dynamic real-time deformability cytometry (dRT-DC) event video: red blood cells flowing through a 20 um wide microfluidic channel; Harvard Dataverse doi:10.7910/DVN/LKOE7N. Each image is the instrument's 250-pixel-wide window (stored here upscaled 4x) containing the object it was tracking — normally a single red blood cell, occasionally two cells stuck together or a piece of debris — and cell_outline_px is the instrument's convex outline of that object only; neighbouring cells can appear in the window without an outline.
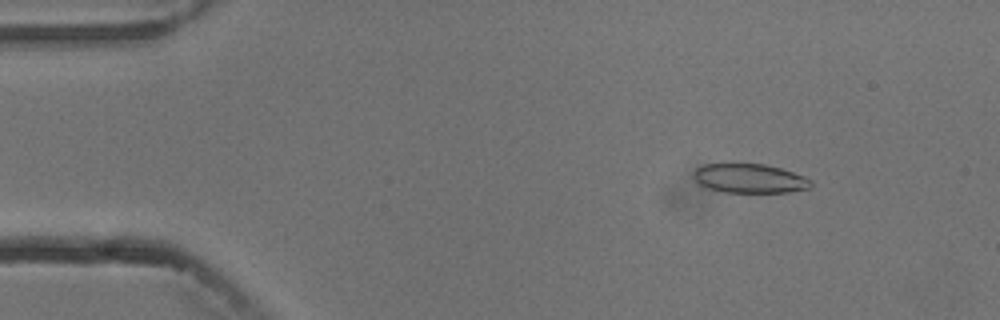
{"species": "common noctule bat (a hibernating species)", "species_latin": "Nyctalus noctula", "temperature_condition": "cold", "stored_images_in_passage": 7, "camera_frame_rate_fps": 3000, "um_per_image_px": 0.085, "animal": {"sex": "male", "body_mass_g": 13.3}, "frame": {"image": 1, "passage_image": 2, "time_ms": 1.333, "image_size_px": [1000, 320], "cell_outline_px": [[812, 184], [808, 188], [788, 192], [724, 192], [708, 188], [700, 184], [696, 180], [696, 168], [704, 164], [732, 160], [764, 164], [780, 168], [804, 176], [812, 180]], "centroid_in_image_um": [63.69, 15.11], "position_along_channel_um": 21.3, "area_um2": 20.46}}
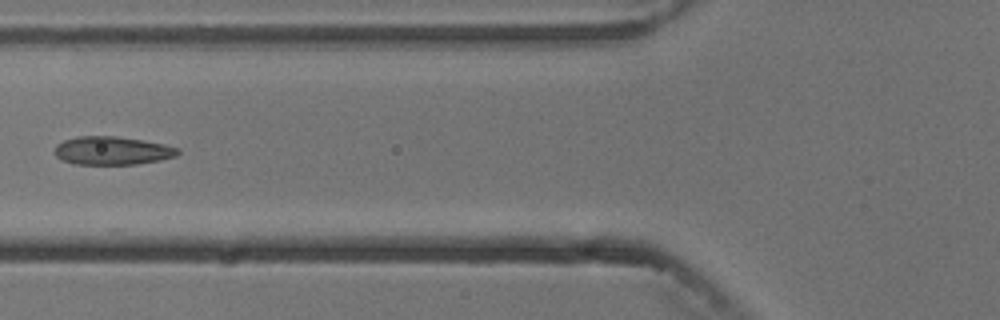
{"frame": {"image": 2, "passage_image": 6, "time_ms": 6.0, "image_size_px": [1000, 320], "cell_outline_px": [[180, 152], [176, 156], [160, 160], [136, 164], [76, 164], [64, 160], [56, 156], [56, 144], [64, 140], [80, 136], [116, 136], [144, 140], [164, 144], [180, 148]], "centroid_in_image_um": [9.58, 12.8], "position_along_channel_um": 116.2, "area_um2": 20.23}}
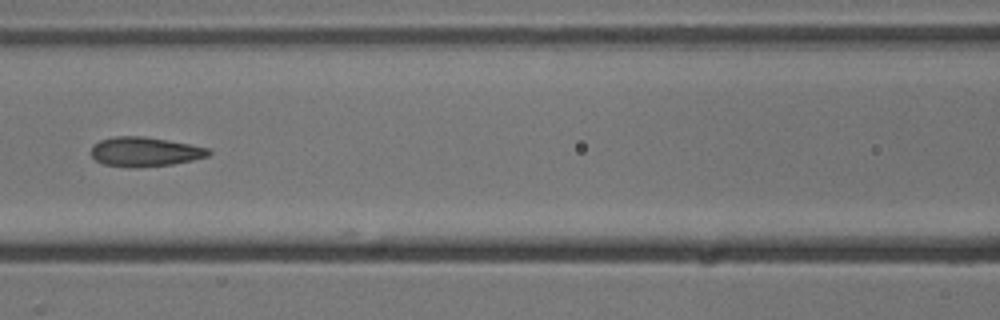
{"frame": {"image": 3, "passage_image": 7, "time_ms": 7.0, "image_size_px": [1000, 320], "cell_outline_px": [[212, 152], [208, 156], [192, 160], [172, 164], [136, 168], [132, 168], [104, 164], [96, 160], [92, 156], [92, 144], [100, 140], [112, 136], [144, 136], [168, 140], [208, 148]], "centroid_in_image_um": [12.29, 12.89], "position_along_channel_um": 154.3, "area_um2": 20.17}}